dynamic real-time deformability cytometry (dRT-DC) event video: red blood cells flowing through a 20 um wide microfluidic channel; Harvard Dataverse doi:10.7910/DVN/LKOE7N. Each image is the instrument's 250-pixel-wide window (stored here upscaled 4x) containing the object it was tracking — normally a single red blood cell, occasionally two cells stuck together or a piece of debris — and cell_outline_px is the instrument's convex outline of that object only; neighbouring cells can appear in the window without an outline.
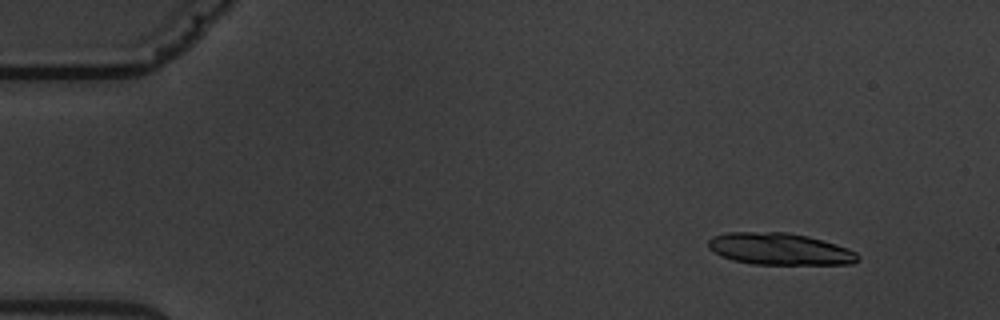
{"species": "common noctule bat (a hibernating species)", "species_latin": "Nyctalus noctula", "temperature_condition": "warm", "stored_images_in_passage": 6, "camera_frame_rate_fps": 3000, "um_per_image_px": 0.085, "animal": {"sex": "male", "body_mass_g": 19.5, "forearm_length_mm": 54.6}, "frame": {"image": 1, "passage_image": 2, "time_ms": 1.333, "image_size_px": [1000, 320], "cell_outline_px": [[860, 260], [852, 264], [752, 264], [732, 260], [720, 256], [708, 248], [708, 240], [712, 236], [728, 232], [788, 232], [808, 236], [836, 244], [848, 248], [856, 252], [860, 256]], "centroid_in_image_um": [66.27, 21.16], "position_along_channel_um": 18.7, "area_um2": 27.98}}
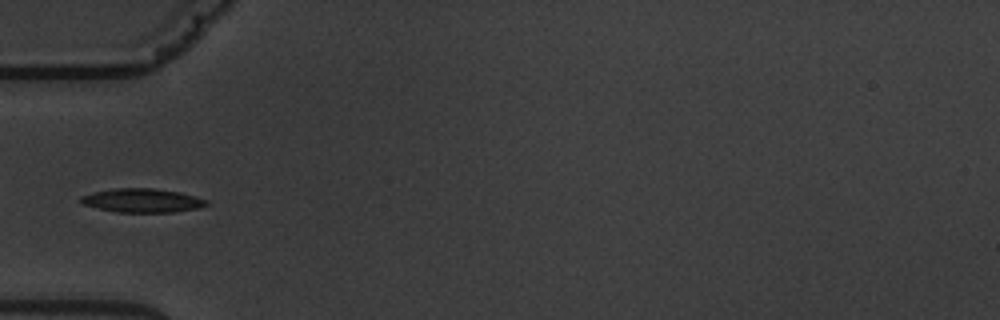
{"frame": {"image": 2, "passage_image": 6, "time_ms": 6.0, "image_size_px": [1000, 320], "cell_outline_px": [[212, 204], [200, 208], [172, 212], [116, 212], [84, 204], [80, 200], [80, 196], [92, 192], [116, 188], [152, 188], [180, 192], [208, 200]], "centroid_in_image_um": [12.15, 17.04], "position_along_channel_um": 72.9, "area_um2": 17.46}}